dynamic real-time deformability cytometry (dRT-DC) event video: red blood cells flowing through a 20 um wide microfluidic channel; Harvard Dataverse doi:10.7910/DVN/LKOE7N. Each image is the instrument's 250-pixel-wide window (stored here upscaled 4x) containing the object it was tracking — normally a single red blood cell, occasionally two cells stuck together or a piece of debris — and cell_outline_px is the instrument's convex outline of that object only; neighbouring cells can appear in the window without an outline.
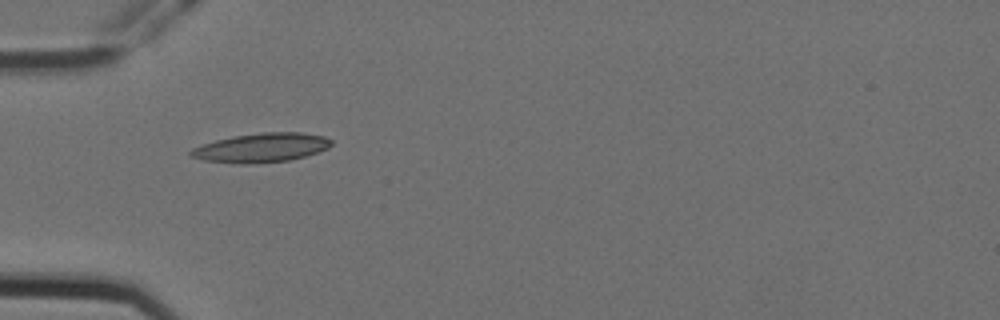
{"species": "Egyptian fruit bat (a non-hibernating species)", "species_latin": "Rousettus aegyptiacus", "temperature_condition": "cold", "stored_images_in_passage": 9, "camera_frame_rate_fps": 3000, "um_per_image_px": 0.085, "animal": {"sex": "female"}, "frame": {"image": 1, "passage_image": 6, "time_ms": 1.667, "image_size_px": [1000, 320], "cell_outline_px": [[332, 144], [328, 148], [304, 156], [288, 160], [248, 164], [240, 164], [204, 160], [188, 156], [188, 152], [192, 148], [200, 144], [232, 136], [264, 132], [300, 132], [324, 136], [332, 140]], "centroid_in_image_um": [22.16, 12.55], "position_along_channel_um": 62.8, "area_um2": 23.87}}
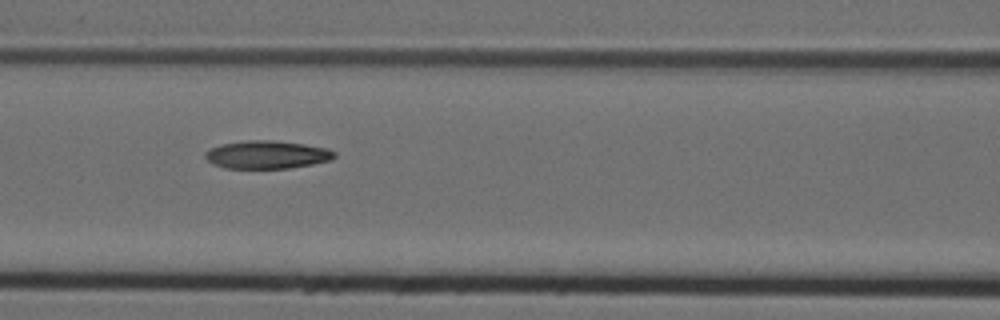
{"frame": {"image": 2, "passage_image": 8, "time_ms": 2.333, "image_size_px": [1000, 320], "cell_outline_px": [[336, 156], [332, 160], [312, 164], [288, 168], [224, 168], [212, 164], [204, 156], [204, 152], [208, 148], [220, 144], [244, 140], [272, 140], [304, 144], [324, 148], [336, 152]], "centroid_in_image_um": [22.64, 13.14], "position_along_channel_um": 144.0, "area_um2": 21.21}}
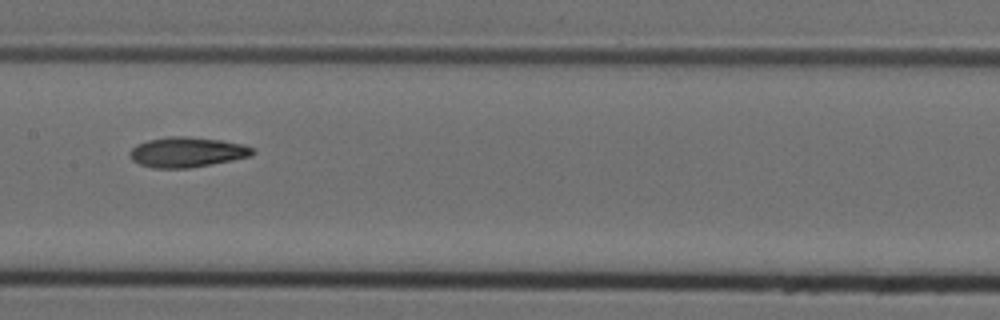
{"frame": {"image": 3, "passage_image": 9, "time_ms": 2.667, "image_size_px": [1000, 320], "cell_outline_px": [[256, 152], [252, 156], [232, 160], [188, 168], [152, 168], [140, 164], [132, 160], [128, 156], [128, 152], [136, 144], [148, 140], [168, 136], [188, 136], [220, 140], [240, 144], [252, 148]], "centroid_in_image_um": [15.85, 12.93], "position_along_channel_um": 191.6, "area_um2": 21.56}}